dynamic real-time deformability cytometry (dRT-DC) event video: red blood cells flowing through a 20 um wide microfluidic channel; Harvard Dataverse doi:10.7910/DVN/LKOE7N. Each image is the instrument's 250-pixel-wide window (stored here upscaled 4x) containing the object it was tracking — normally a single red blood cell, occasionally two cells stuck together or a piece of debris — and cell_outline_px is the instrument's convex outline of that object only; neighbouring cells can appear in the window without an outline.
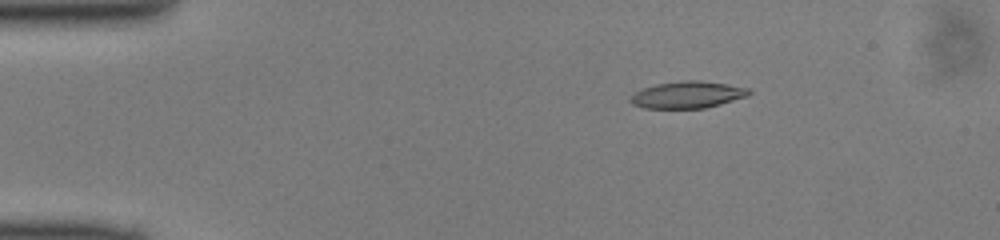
{"species": "common noctule bat (a hibernating species)", "species_latin": "Nyctalus noctula", "temperature_condition": "cold", "stored_images_in_passage": 49, "camera_frame_rate_fps": 3000, "um_per_image_px": 0.085, "animal": {"sex": "male", "body_mass_g": 13.0, "forearm_length_mm": 53.1}, "frame": {"image": 1, "passage_image": 8, "time_ms": 2.333, "image_size_px": [1000, 240], "cell_outline_px": [[752, 92], [748, 96], [720, 104], [704, 108], [644, 108], [632, 104], [628, 100], [636, 92], [644, 88], [656, 84], [680, 80], [700, 80], [728, 84], [748, 88]], "centroid_in_image_um": [58.45, 8.05], "position_along_channel_um": 26.5, "area_um2": 18.55}}
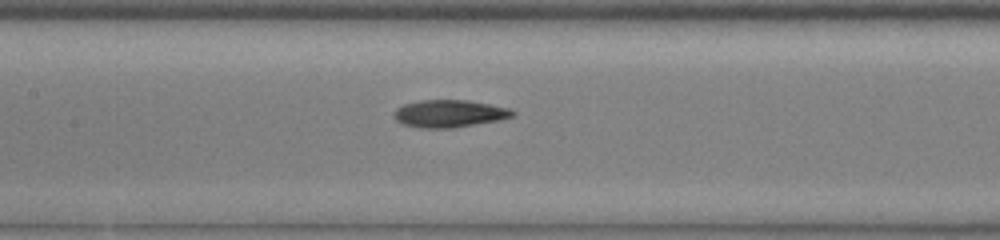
{"frame": {"image": 2, "passage_image": 23, "time_ms": 7.333, "image_size_px": [1000, 240], "cell_outline_px": [[516, 112], [512, 116], [500, 120], [452, 128], [420, 128], [400, 124], [392, 116], [392, 112], [396, 108], [404, 104], [424, 100], [468, 100], [508, 108]], "centroid_in_image_um": [38.13, 9.66], "position_along_channel_um": 169.3, "area_um2": 19.02}}
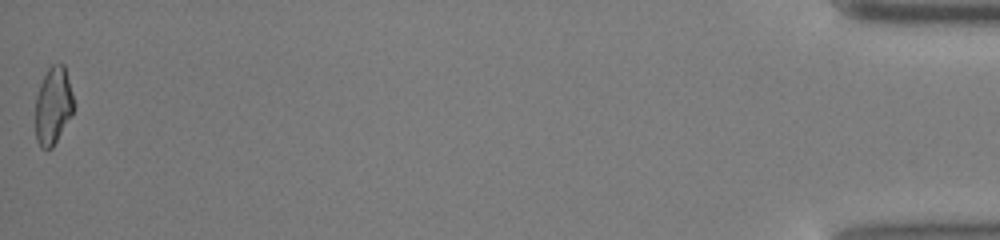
{"frame": {"image": 3, "passage_image": 49, "time_ms": 16.0, "image_size_px": [1000, 240], "cell_outline_px": [[72, 112], [52, 148], [40, 148], [36, 140], [36, 96], [40, 84], [48, 68], [52, 64], [64, 64], [72, 96]], "centroid_in_image_um": [4.48, 8.98], "position_along_channel_um": 430.7, "area_um2": 16.7}}